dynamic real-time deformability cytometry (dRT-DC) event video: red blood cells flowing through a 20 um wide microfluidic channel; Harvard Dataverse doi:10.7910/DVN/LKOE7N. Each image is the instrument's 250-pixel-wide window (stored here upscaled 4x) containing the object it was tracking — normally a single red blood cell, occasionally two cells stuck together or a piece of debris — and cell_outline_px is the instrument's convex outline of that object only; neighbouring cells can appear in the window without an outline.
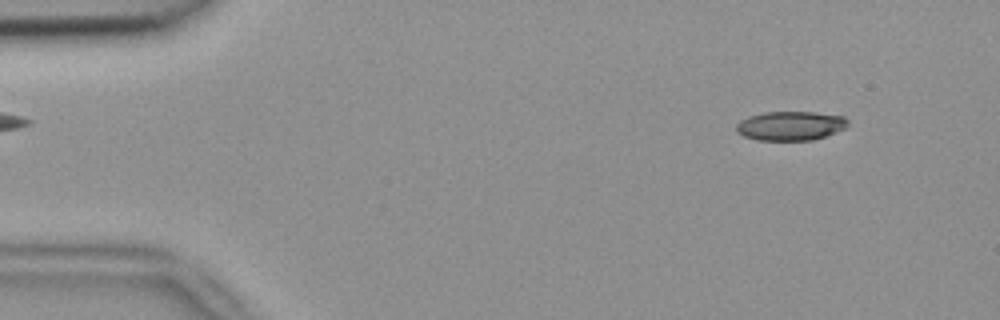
{"species": "common noctule bat (a hibernating species)", "species_latin": "Nyctalus noctula", "temperature_condition": "room temperature", "stored_images_in_passage": 3, "camera_frame_rate_fps": 3000, "um_per_image_px": 0.085, "animal": {"sex": "female", "body_mass_g": 18.4}, "frame": {"image": 1, "passage_image": 1, "time_ms": 0.0, "image_size_px": [1000, 320], "cell_outline_px": [[848, 124], [844, 128], [836, 132], [812, 140], [756, 140], [744, 136], [736, 132], [736, 124], [740, 120], [748, 116], [764, 112], [816, 112], [844, 116], [848, 120]], "centroid_in_image_um": [67.17, 10.69], "position_along_channel_um": 17.8, "area_um2": 19.02}}
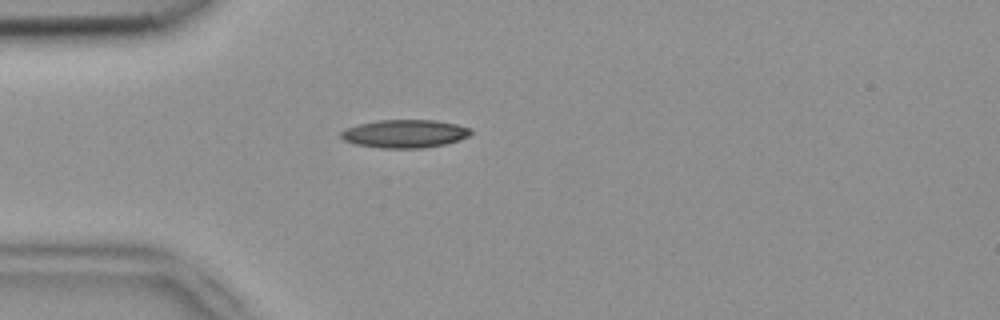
{"frame": {"image": 2, "passage_image": 3, "time_ms": 0.667, "image_size_px": [1000, 320], "cell_outline_px": [[472, 132], [468, 136], [460, 140], [444, 144], [424, 148], [380, 148], [356, 144], [344, 140], [340, 136], [340, 132], [348, 128], [360, 124], [376, 120], [436, 120], [456, 124], [472, 128]], "centroid_in_image_um": [34.43, 11.36], "position_along_channel_um": 50.6, "area_um2": 21.27}}